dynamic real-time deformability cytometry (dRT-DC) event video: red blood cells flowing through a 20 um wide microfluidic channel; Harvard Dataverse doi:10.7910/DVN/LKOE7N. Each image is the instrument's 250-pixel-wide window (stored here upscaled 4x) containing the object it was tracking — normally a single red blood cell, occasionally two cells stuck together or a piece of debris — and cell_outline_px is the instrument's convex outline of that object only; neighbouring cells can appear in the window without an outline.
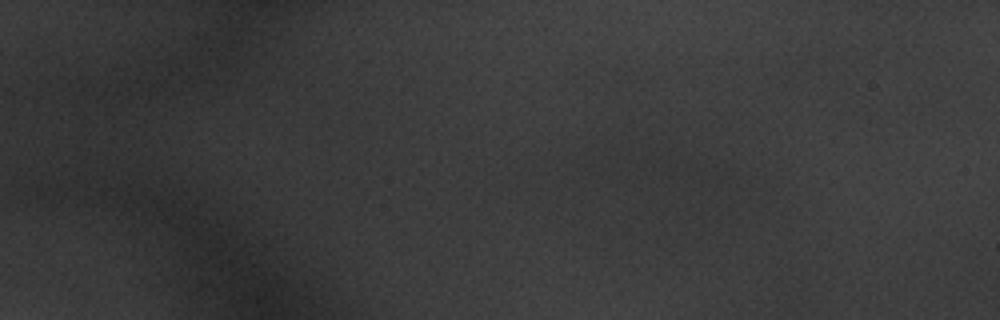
{"species": "common noctule bat (a hibernating species)", "species_latin": "Nyctalus noctula", "temperature_condition": "warm", "stored_images_in_passage": 3, "camera_frame_rate_fps": 3000, "um_per_image_px": 0.085, "animal": {"sex": "male", "body_mass_g": 20.1, "forearm_length_mm": 53.5}, "frame": {"image": 1, "passage_image": 3, "time_ms": 0.667, "image_size_px": [1000, 320], "cell_outline_px": [[728, 176], [712, 184], [700, 184], [580, 180], [572, 168], [572, 164], [584, 152], [656, 144], [716, 164]], "centroid_in_image_um": [54.92, 14.14], "position_along_channel_um": 30.1, "area_um2": 32.43}}